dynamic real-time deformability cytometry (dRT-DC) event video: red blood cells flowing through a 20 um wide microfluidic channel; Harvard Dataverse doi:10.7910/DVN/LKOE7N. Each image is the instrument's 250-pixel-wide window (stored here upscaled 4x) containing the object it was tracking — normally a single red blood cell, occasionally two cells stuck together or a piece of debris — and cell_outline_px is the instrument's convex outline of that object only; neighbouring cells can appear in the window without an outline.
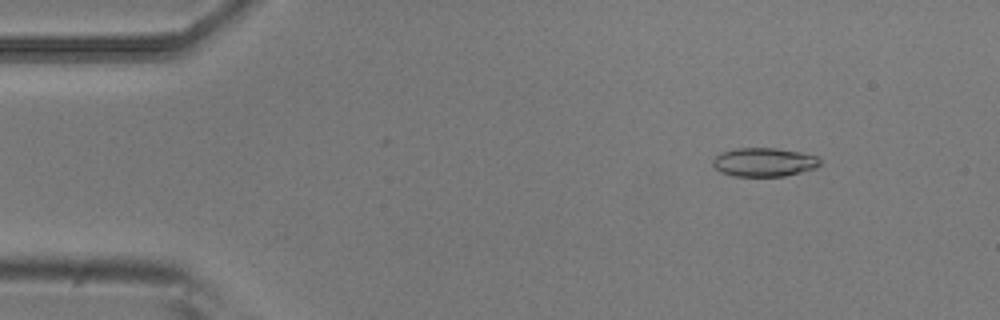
{"species": "common noctule bat (a hibernating species)", "species_latin": "Nyctalus noctula", "temperature_condition": "room temperature", "stored_images_in_passage": 5, "camera_frame_rate_fps": 3000, "um_per_image_px": 0.085, "animal": {"sex": "male", "body_mass_g": 20.5, "forearm_length_mm": 52.5}, "frame": {"image": 1, "passage_image": 2, "time_ms": 0.333, "image_size_px": [1000, 320], "cell_outline_px": [[820, 164], [816, 168], [784, 176], [732, 176], [720, 172], [712, 164], [712, 160], [720, 152], [736, 148], [776, 148], [800, 152], [816, 156], [820, 160]], "centroid_in_image_um": [64.91, 13.78], "position_along_channel_um": 20.1, "area_um2": 17.98}}